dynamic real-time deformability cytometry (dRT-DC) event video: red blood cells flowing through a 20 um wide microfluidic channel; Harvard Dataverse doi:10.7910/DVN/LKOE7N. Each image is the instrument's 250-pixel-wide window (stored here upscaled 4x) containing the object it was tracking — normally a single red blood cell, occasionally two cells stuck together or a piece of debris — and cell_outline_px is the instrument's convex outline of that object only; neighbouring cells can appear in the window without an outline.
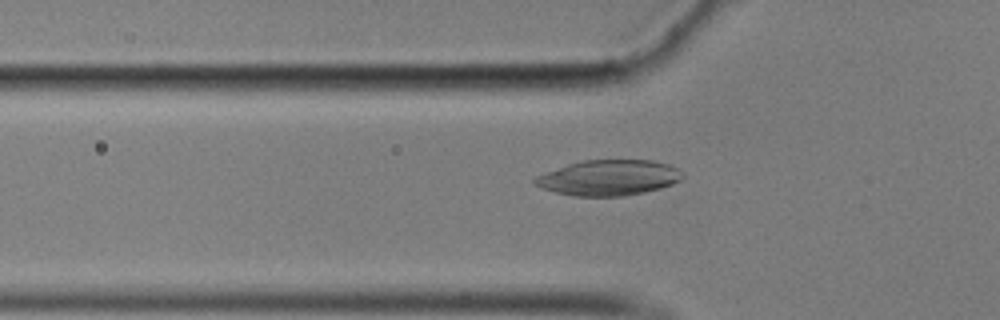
{"species": "common noctule bat (a hibernating species)", "species_latin": "Nyctalus noctula", "temperature_condition": "cold", "stored_images_in_passage": 57, "camera_frame_rate_fps": 3000, "um_per_image_px": 0.085, "animal": {"sex": "male", "body_mass_g": 17.9}, "frame": {"image": 1, "passage_image": 19, "time_ms": 6.0, "image_size_px": [1000, 320], "cell_outline_px": [[684, 176], [680, 180], [672, 184], [660, 188], [644, 192], [624, 196], [572, 196], [540, 188], [532, 184], [532, 180], [536, 176], [544, 172], [568, 164], [584, 160], [652, 160], [668, 164], [680, 168], [684, 172]], "centroid_in_image_um": [51.73, 15.1], "position_along_channel_um": 74.1, "area_um2": 30.87}}
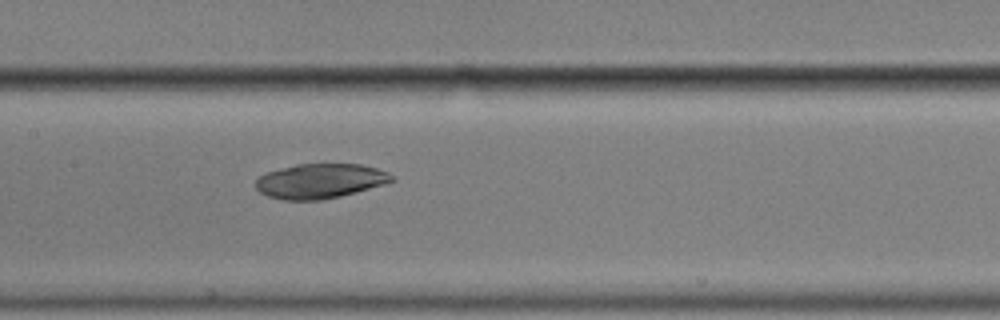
{"frame": {"image": 2, "passage_image": 28, "time_ms": 9.0, "image_size_px": [1000, 320], "cell_outline_px": [[396, 180], [384, 184], [356, 192], [340, 196], [320, 200], [284, 200], [268, 196], [260, 192], [256, 188], [256, 180], [260, 176], [268, 172], [296, 164], [360, 164], [376, 168], [388, 172], [396, 176]], "centroid_in_image_um": [27.24, 15.39], "position_along_channel_um": 180.2, "area_um2": 27.46}}
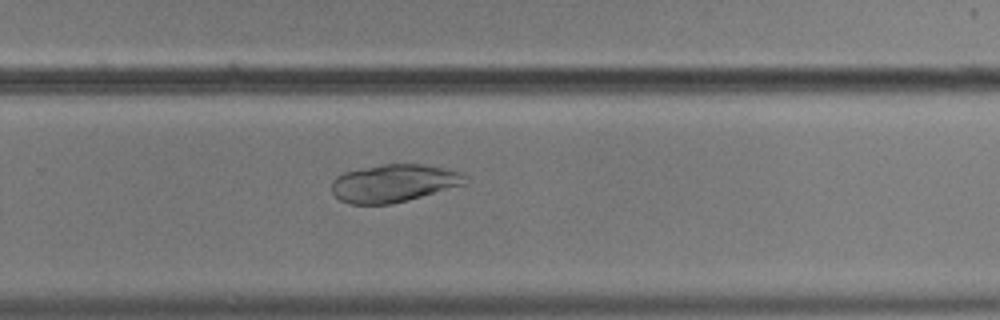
{"frame": {"image": 3, "passage_image": 38, "time_ms": 12.333, "image_size_px": [1000, 320], "cell_outline_px": [[468, 184], [408, 200], [392, 204], [348, 204], [340, 200], [332, 192], [332, 180], [336, 176], [344, 172], [380, 164], [424, 164], [448, 168], [460, 172], [464, 176]], "centroid_in_image_um": [33.48, 15.57], "position_along_channel_um": 296.3, "area_um2": 29.65}}